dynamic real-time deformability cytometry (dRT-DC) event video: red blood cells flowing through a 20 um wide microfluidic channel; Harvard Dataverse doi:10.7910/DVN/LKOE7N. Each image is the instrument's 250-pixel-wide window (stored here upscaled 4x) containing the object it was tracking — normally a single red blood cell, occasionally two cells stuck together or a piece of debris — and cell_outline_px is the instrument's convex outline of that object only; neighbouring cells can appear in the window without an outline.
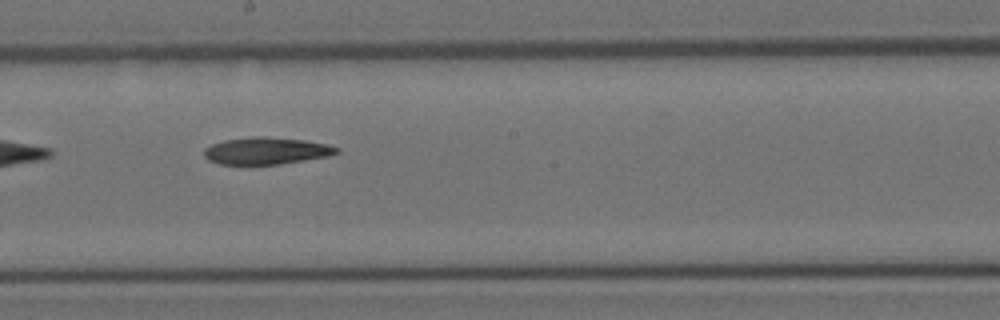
{"species": "Egyptian fruit bat (a non-hibernating species)", "species_latin": "Rousettus aegyptiacus", "temperature_condition": "room temperature", "stored_images_in_passage": 17, "camera_frame_rate_fps": 3000, "um_per_image_px": 0.085, "animal": {"sex": "female"}, "frame": {"image": 1, "passage_image": 8, "time_ms": 2.333, "image_size_px": [1000, 320], "cell_outline_px": [[340, 152], [328, 156], [304, 160], [276, 164], [220, 164], [208, 160], [204, 156], [204, 148], [212, 144], [224, 140], [252, 136], [260, 136], [304, 140], [328, 144], [340, 148]], "centroid_in_image_um": [22.63, 12.81], "position_along_channel_um": 225.6, "area_um2": 20.81}}
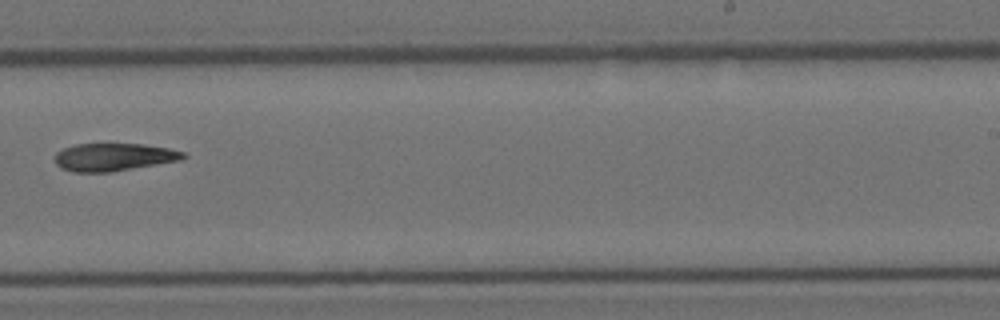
{"frame": {"image": 2, "passage_image": 10, "time_ms": 3.0, "image_size_px": [1000, 320], "cell_outline_px": [[188, 156], [180, 160], [112, 172], [72, 172], [60, 168], [56, 164], [56, 152], [64, 148], [76, 144], [144, 144], [168, 148], [184, 152]], "centroid_in_image_um": [9.67, 13.35], "position_along_channel_um": 279.3, "area_um2": 20.75}}